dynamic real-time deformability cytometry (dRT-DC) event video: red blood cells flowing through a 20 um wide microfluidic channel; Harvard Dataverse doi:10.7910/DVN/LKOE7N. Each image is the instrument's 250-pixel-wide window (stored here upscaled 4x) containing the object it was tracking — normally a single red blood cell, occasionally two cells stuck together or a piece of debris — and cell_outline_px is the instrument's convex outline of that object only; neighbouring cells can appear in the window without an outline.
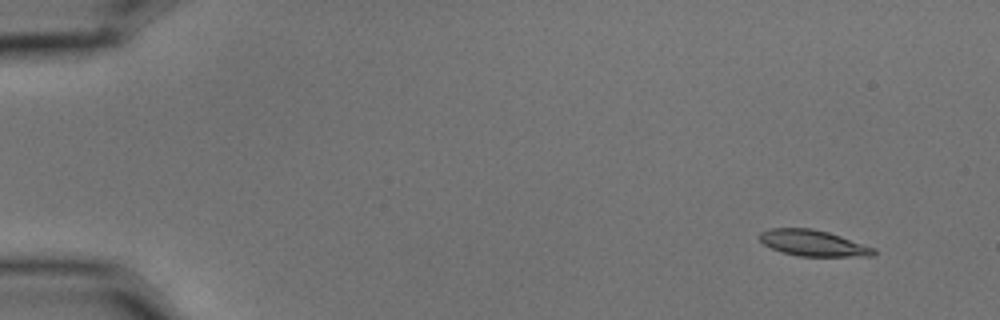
{"species": "common noctule bat (a hibernating species)", "species_latin": "Nyctalus noctula", "temperature_condition": "cold", "stored_images_in_passage": 6, "segment_of_instrument_passage": [1, 2], "camera_frame_rate_fps": 3000, "um_per_image_px": 0.085, "animal": {"sex": "male", "body_mass_g": 15.6}, "frame": {"image": 1, "passage_image": 2, "time_ms": 0.333, "image_size_px": [1000, 320], "cell_outline_px": [[876, 256], [796, 256], [780, 252], [764, 244], [756, 236], [760, 232], [768, 228], [812, 228], [828, 232], [876, 248]], "centroid_in_image_um": [69.09, 20.66], "position_along_channel_um": 15.9, "area_um2": 17.51}}